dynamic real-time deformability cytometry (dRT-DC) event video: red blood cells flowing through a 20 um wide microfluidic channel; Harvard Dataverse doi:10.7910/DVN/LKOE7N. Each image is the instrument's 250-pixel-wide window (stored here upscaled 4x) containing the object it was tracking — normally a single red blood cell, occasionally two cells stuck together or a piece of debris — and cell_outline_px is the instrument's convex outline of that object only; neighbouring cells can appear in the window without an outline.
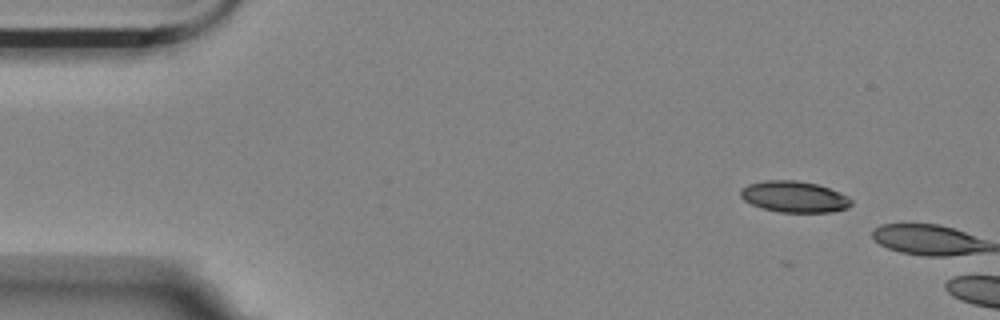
{"species": "Egyptian fruit bat (a non-hibernating species)", "species_latin": "Rousettus aegyptiacus", "temperature_condition": "room temperature", "stored_images_in_passage": 2, "camera_frame_rate_fps": 3000, "um_per_image_px": 0.085, "animal": {"sex": "female"}, "frame": {"image": 1, "passage_image": 1, "time_ms": 0.0, "image_size_px": [1000, 320], "cell_outline_px": [[852, 204], [848, 208], [832, 212], [780, 212], [764, 208], [752, 204], [744, 200], [740, 196], [740, 188], [748, 184], [768, 180], [796, 180], [816, 184], [828, 188], [848, 196], [852, 200]], "centroid_in_image_um": [67.51, 16.72], "position_along_channel_um": 17.5, "area_um2": 20.06}}